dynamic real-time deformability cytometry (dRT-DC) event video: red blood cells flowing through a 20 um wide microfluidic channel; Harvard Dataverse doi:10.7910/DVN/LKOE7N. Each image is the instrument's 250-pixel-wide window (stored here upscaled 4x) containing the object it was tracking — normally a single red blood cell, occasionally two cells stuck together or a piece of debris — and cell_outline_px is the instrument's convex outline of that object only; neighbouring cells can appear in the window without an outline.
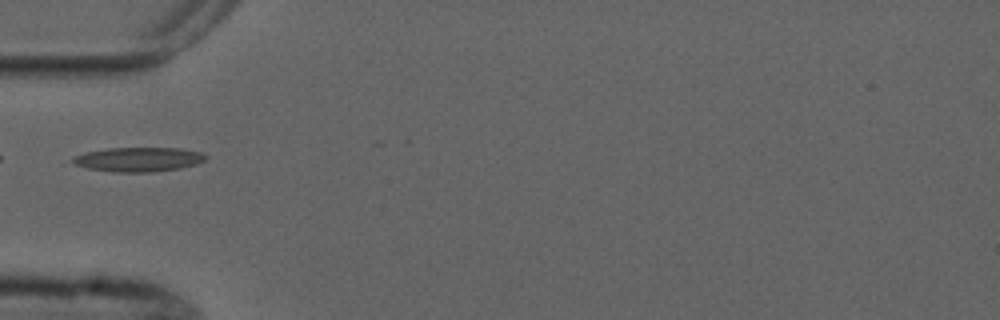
{"species": "common noctule bat (a hibernating species)", "species_latin": "Nyctalus noctula", "temperature_condition": "cold", "stored_images_in_passage": 4, "camera_frame_rate_fps": 3000, "um_per_image_px": 0.085, "animal": {"sex": "male", "forearm_length_mm": 52.5}, "frame": {"image": 1, "passage_image": 4, "time_ms": 3.333, "image_size_px": [1000, 320], "cell_outline_px": [[208, 156], [204, 160], [196, 164], [180, 168], [152, 172], [112, 172], [88, 168], [76, 164], [72, 160], [72, 156], [88, 152], [108, 148], [180, 148], [200, 152]], "centroid_in_image_um": [11.78, 13.55], "position_along_channel_um": 73.2, "area_um2": 18.73}}